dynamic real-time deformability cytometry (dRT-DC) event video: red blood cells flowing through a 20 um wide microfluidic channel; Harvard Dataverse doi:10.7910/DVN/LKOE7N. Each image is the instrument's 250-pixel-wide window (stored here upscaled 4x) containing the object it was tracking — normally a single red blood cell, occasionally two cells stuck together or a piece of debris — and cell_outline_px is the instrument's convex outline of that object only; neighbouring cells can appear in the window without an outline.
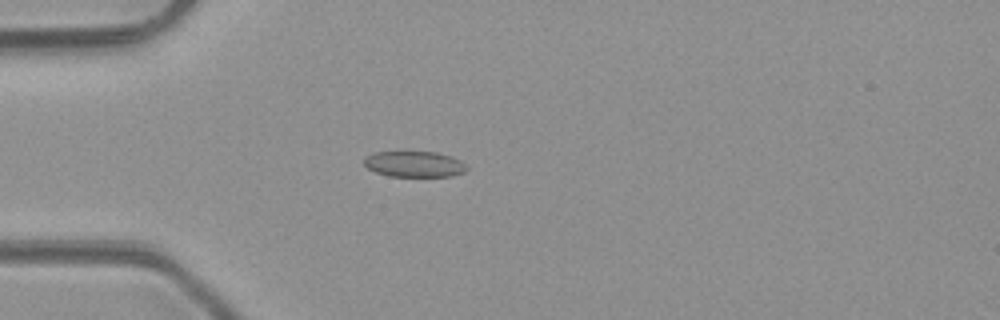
{"species": "common noctule bat (a hibernating species)", "species_latin": "Nyctalus noctula", "temperature_condition": "room temperature", "stored_images_in_passage": 5, "camera_frame_rate_fps": 3000, "um_per_image_px": 0.085, "animal": {"sex": "male", "body_mass_g": 23.1, "forearm_length_mm": 52.7}, "frame": {"image": 1, "passage_image": 4, "time_ms": 4.333, "image_size_px": [1000, 320], "cell_outline_px": [[468, 168], [464, 172], [452, 176], [388, 176], [376, 172], [368, 168], [364, 164], [364, 156], [372, 152], [400, 148], [436, 152], [452, 156], [460, 160]], "centroid_in_image_um": [35.14, 13.88], "position_along_channel_um": 49.9, "area_um2": 16.42}}